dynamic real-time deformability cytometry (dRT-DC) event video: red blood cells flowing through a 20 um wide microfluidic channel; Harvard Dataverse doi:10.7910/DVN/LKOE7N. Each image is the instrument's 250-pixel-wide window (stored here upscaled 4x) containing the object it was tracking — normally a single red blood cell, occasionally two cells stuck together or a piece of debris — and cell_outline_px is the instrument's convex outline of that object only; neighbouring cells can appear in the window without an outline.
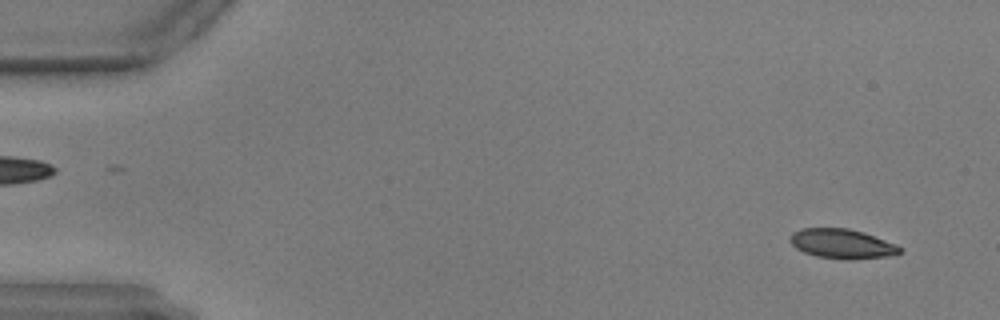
{"species": "common noctule bat (a hibernating species)", "species_latin": "Nyctalus noctula", "temperature_condition": "warm", "stored_images_in_passage": 58, "camera_frame_rate_fps": 3000, "um_per_image_px": 0.085, "animal": {"sex": "male", "body_mass_g": 17.9, "forearm_length_mm": 54.2}, "frame": {"image": 1, "passage_image": 3, "time_ms": 0.667, "image_size_px": [1000, 320], "cell_outline_px": [[904, 252], [888, 256], [852, 260], [844, 260], [816, 256], [804, 252], [796, 248], [788, 240], [788, 236], [792, 232], [800, 228], [848, 228], [864, 232], [896, 244], [904, 248]], "centroid_in_image_um": [71.58, 20.72], "position_along_channel_um": 13.4, "area_um2": 19.31}}
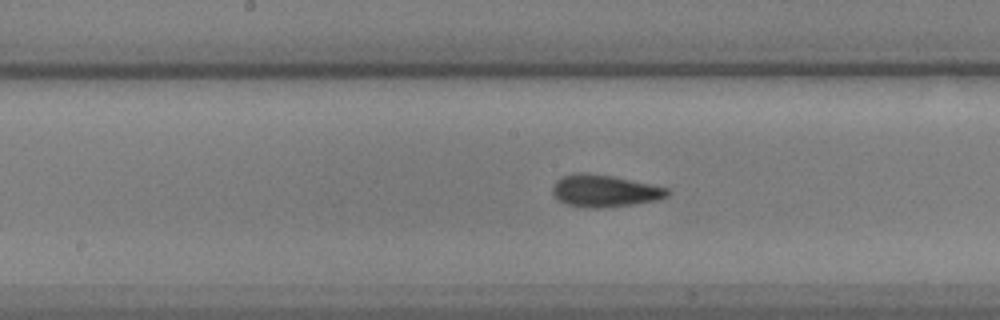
{"frame": {"image": 2, "passage_image": 29, "time_ms": 9.333, "image_size_px": [1000, 320], "cell_outline_px": [[668, 196], [656, 200], [636, 204], [600, 208], [588, 208], [568, 204], [556, 200], [552, 192], [552, 188], [556, 180], [564, 176], [576, 172], [584, 172], [612, 176], [668, 188]], "centroid_in_image_um": [51.35, 16.23], "position_along_channel_um": 196.9, "area_um2": 21.44}}
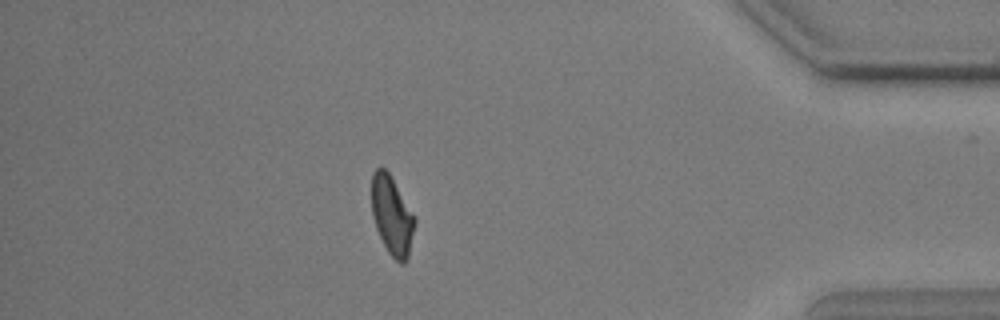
{"frame": {"image": 3, "passage_image": 50, "time_ms": 16.333, "image_size_px": [1000, 320], "cell_outline_px": [[416, 224], [408, 260], [404, 264], [400, 264], [388, 252], [376, 228], [372, 216], [372, 172], [376, 168], [384, 168], [388, 172], [416, 216]], "centroid_in_image_um": [33.35, 18.35], "position_along_channel_um": 401.9, "area_um2": 20.0}}